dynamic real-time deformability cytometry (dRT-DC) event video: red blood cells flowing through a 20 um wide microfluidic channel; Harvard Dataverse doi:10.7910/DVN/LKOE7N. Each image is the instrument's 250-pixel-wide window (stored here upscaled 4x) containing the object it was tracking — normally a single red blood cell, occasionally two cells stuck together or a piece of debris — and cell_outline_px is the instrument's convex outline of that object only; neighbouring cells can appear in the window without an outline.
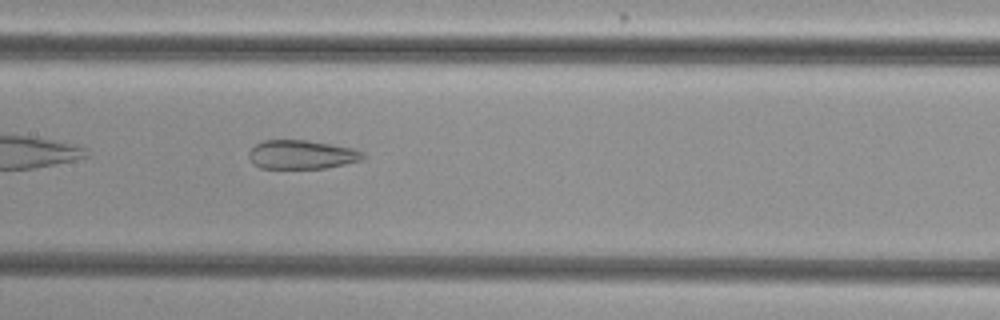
{"species": "common noctule bat (a hibernating species)", "species_latin": "Nyctalus noctula", "temperature_condition": "cold", "stored_images_in_passage": 36, "camera_frame_rate_fps": 3000, "um_per_image_px": 0.085, "animal": {"sex": "female", "body_mass_g": 29.2, "forearm_length_mm": 56.3}, "frame": {"image": 1, "passage_image": 11, "time_ms": 3.333, "image_size_px": [1000, 320], "cell_outline_px": [[364, 160], [324, 168], [260, 168], [252, 164], [248, 156], [248, 152], [256, 144], [264, 140], [304, 140], [352, 148], [364, 152]], "centroid_in_image_um": [25.61, 13.15], "position_along_channel_um": 181.8, "area_um2": 19.13}, "authors_computed_cell_mechanics": {"area_um2": 21.097, "velocity_mm_per_s": 3.794, "shape_relaxation_time_tau1_ms": null, "shape_relaxation_time_tau2_ms": 2.6588, "deformation_change_tau1": null, "deformation_change_tau2": 0.1097}}